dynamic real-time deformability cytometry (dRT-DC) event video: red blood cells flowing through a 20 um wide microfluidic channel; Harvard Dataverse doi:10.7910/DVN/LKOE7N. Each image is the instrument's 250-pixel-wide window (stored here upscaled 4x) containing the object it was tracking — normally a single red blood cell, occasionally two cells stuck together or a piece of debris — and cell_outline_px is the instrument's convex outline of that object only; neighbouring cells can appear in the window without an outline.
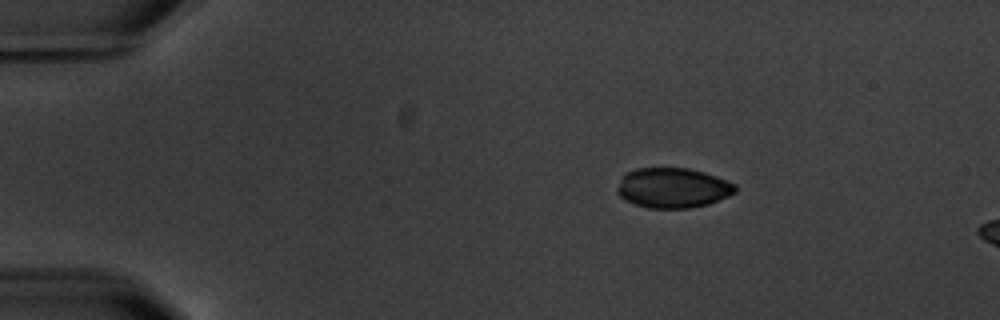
{"species": "common noctule bat (a hibernating species)", "species_latin": "Nyctalus noctula", "temperature_condition": "warm", "stored_images_in_passage": 4, "camera_frame_rate_fps": 3000, "um_per_image_px": 0.085, "animal": {"sex": "male", "body_mass_g": 20.1, "forearm_length_mm": 53.5}, "frame": {"image": 1, "passage_image": 2, "time_ms": 1.0, "image_size_px": [1000, 320], "cell_outline_px": [[736, 192], [728, 196], [708, 204], [688, 208], [648, 208], [624, 200], [616, 192], [616, 188], [624, 172], [636, 168], [688, 168], [704, 172], [716, 176], [736, 184]], "centroid_in_image_um": [57.16, 15.96], "position_along_channel_um": 27.8, "area_um2": 27.69}}
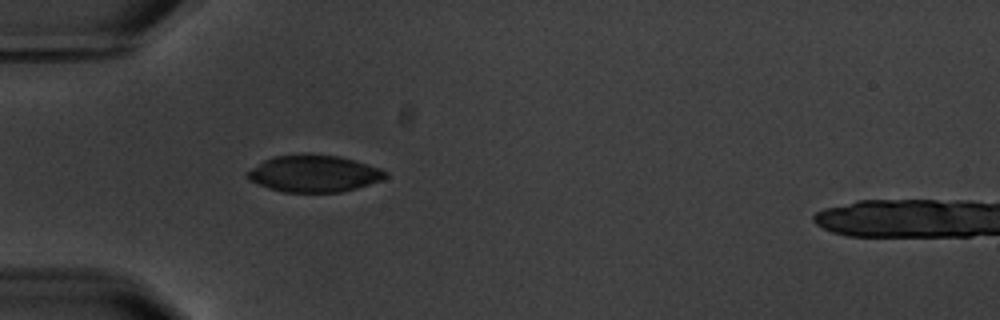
{"frame": {"image": 2, "passage_image": 4, "time_ms": 3.667, "image_size_px": [1000, 320], "cell_outline_px": [[388, 176], [384, 180], [356, 188], [340, 192], [284, 192], [268, 188], [248, 180], [248, 172], [252, 168], [264, 160], [276, 156], [300, 152], [308, 152], [340, 156], [380, 168]], "centroid_in_image_um": [26.69, 14.73], "position_along_channel_um": 58.3, "area_um2": 29.88}}